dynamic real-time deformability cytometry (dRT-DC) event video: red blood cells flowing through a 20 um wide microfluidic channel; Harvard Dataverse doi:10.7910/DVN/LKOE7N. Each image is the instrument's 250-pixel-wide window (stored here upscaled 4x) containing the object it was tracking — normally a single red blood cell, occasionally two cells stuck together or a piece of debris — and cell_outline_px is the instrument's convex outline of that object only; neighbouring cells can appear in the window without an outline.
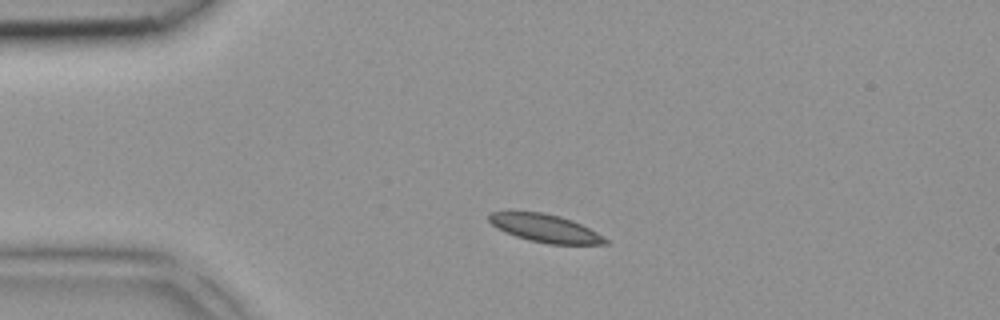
{"species": "common noctule bat (a hibernating species)", "species_latin": "Nyctalus noctula", "temperature_condition": "room temperature", "stored_images_in_passage": 2, "camera_frame_rate_fps": 3000, "um_per_image_px": 0.085, "animal": {"sex": "female", "body_mass_g": 18.4}, "frame": {"image": 1, "passage_image": 1, "time_ms": 0.0, "image_size_px": [1000, 320], "cell_outline_px": [[608, 244], [548, 244], [528, 240], [504, 232], [496, 228], [488, 220], [488, 212], [508, 208], [544, 212], [560, 216], [572, 220], [604, 236], [608, 240]], "centroid_in_image_um": [46.21, 19.34], "position_along_channel_um": 38.8, "area_um2": 19.71}}